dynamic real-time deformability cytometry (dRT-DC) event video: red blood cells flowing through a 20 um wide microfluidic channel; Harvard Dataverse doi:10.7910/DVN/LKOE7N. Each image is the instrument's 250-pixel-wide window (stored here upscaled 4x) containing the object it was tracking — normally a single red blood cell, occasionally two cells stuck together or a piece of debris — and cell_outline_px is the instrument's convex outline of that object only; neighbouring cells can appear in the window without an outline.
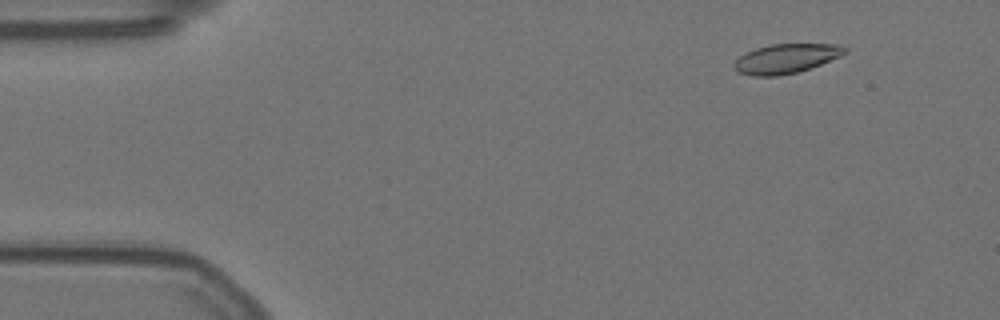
{"species": "Egyptian fruit bat (a non-hibernating species)", "species_latin": "Rousettus aegyptiacus", "temperature_condition": "warm", "stored_images_in_passage": 57, "camera_frame_rate_fps": 3000, "um_per_image_px": 0.085, "animal": {"sex": "female"}, "frame": {"image": 1, "passage_image": 6, "time_ms": 1.667, "image_size_px": [1000, 320], "cell_outline_px": [[848, 52], [840, 56], [820, 64], [796, 72], [776, 76], [752, 76], [740, 72], [732, 68], [732, 64], [740, 56], [756, 48], [768, 44], [836, 44], [848, 48]], "centroid_in_image_um": [66.8, 4.97], "position_along_channel_um": 18.2, "area_um2": 18.84}}
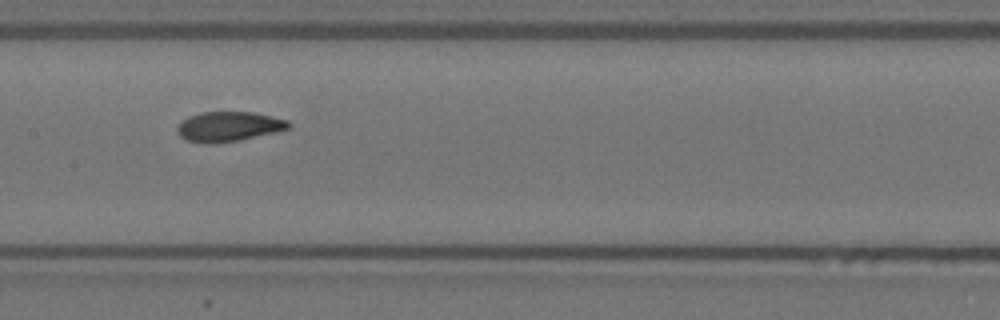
{"frame": {"image": 2, "passage_image": 28, "time_ms": 9.0, "image_size_px": [1000, 320], "cell_outline_px": [[292, 128], [276, 132], [240, 140], [216, 144], [204, 144], [188, 140], [180, 136], [176, 128], [188, 116], [204, 112], [252, 112], [272, 116], [288, 120], [292, 124]], "centroid_in_image_um": [19.48, 10.76], "position_along_channel_um": 187.9, "area_um2": 19.48}}
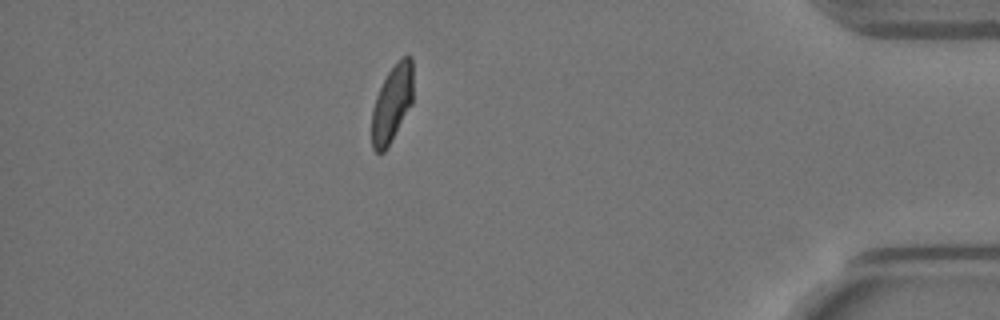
{"frame": {"image": 3, "passage_image": 50, "time_ms": 16.333, "image_size_px": [1000, 320], "cell_outline_px": [[412, 104], [384, 152], [376, 152], [372, 148], [372, 108], [376, 96], [388, 72], [396, 60], [400, 56], [412, 56]], "centroid_in_image_um": [33.32, 8.76], "position_along_channel_um": 401.9, "area_um2": 18.44}, "authors_computed_cell_mechanics": {"area_um2": 19.3052, "velocity_mm_per_s": 3.5286, "shape_relaxation_time_tau1_ms": null, "shape_relaxation_time_tau2_ms": 1.3738, "deformation_change_tau1": null, "deformation_change_tau2": 0.0608}}